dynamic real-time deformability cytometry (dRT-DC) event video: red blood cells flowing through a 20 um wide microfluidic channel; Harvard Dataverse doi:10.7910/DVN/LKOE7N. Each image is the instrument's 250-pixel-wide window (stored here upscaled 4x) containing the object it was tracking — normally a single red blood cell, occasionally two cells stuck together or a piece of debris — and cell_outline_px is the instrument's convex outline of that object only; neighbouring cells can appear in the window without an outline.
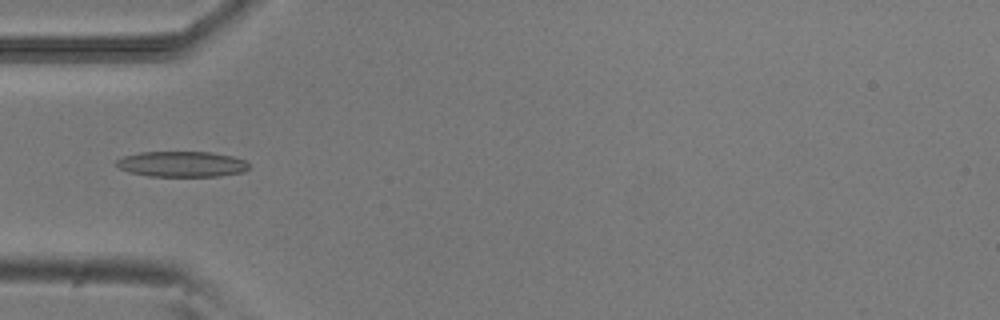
{"species": "common noctule bat (a hibernating species)", "species_latin": "Nyctalus noctula", "temperature_condition": "room temperature", "stored_images_in_passage": 50, "camera_frame_rate_fps": 3000, "um_per_image_px": 0.085, "animal": {"sex": "male", "body_mass_g": 20.5, "forearm_length_mm": 52.5}, "frame": {"image": 1, "passage_image": 15, "time_ms": 4.667, "image_size_px": [1000, 320], "cell_outline_px": [[248, 168], [244, 172], [220, 176], [148, 176], [128, 172], [120, 168], [116, 164], [116, 160], [124, 156], [140, 152], [212, 152], [232, 156], [244, 160], [248, 164]], "centroid_in_image_um": [15.45, 13.95], "position_along_channel_um": 69.5, "area_um2": 19.77}}
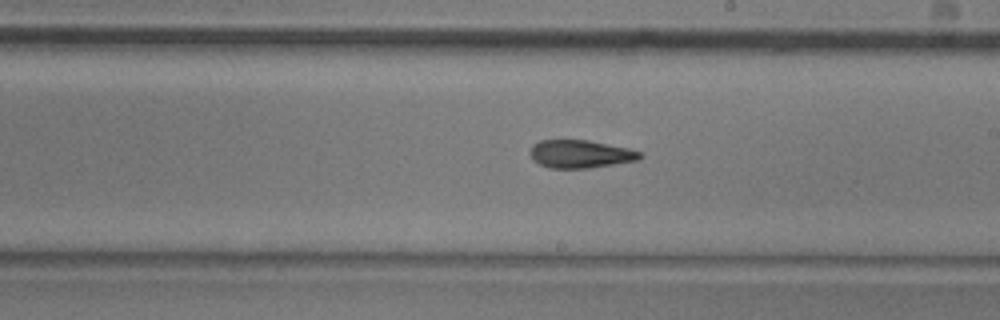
{"frame": {"image": 2, "passage_image": 28, "time_ms": 9.0, "image_size_px": [1000, 320], "cell_outline_px": [[644, 156], [636, 160], [588, 168], [548, 168], [532, 160], [528, 152], [532, 144], [540, 140], [588, 140], [628, 148], [640, 152]], "centroid_in_image_um": [49.26, 13.08], "position_along_channel_um": 239.7, "area_um2": 17.92}}
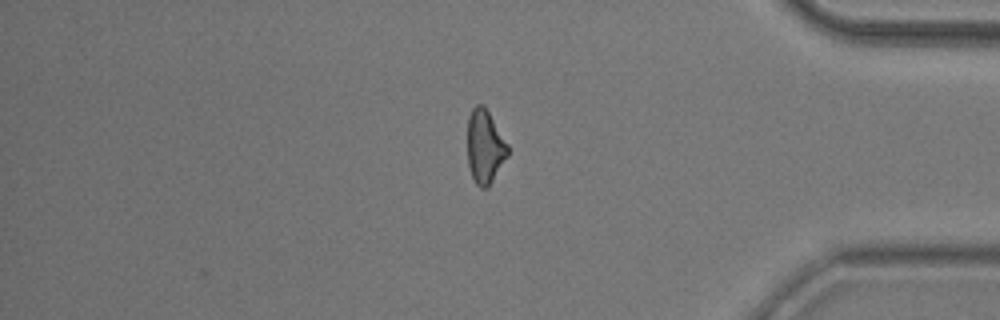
{"frame": {"image": 3, "passage_image": 42, "time_ms": 13.667, "image_size_px": [1000, 320], "cell_outline_px": [[508, 156], [488, 188], [480, 188], [476, 184], [472, 176], [468, 164], [468, 116], [472, 108], [476, 104], [480, 104], [488, 112], [508, 144]], "centroid_in_image_um": [41.21, 12.5], "position_along_channel_um": 394.0, "area_um2": 17.17}, "authors_computed_cell_mechanics": {"area_um2": 18.2359, "velocity_mm_per_s": 3.893, "shape_relaxation_time_tau1_ms": null, "shape_relaxation_time_tau2_ms": 3.9753, "deformation_change_tau1": null, "deformation_change_tau2": 0.1331}}